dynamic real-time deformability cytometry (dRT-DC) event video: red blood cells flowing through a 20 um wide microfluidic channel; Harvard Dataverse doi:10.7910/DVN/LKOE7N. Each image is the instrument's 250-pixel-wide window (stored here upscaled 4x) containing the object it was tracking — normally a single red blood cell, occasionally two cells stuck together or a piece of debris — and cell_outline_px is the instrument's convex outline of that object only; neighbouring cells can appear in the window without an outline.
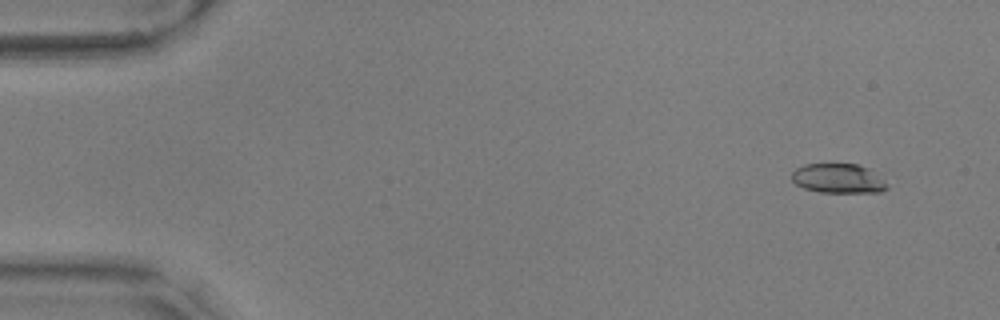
{"species": "common noctule bat (a hibernating species)", "species_latin": "Nyctalus noctula", "temperature_condition": "warm", "stored_images_in_passage": 12, "camera_frame_rate_fps": 3000, "um_per_image_px": 0.085, "animal": {"sex": "male", "body_mass_g": 17.9, "forearm_length_mm": 54.2}, "frame": {"image": 1, "passage_image": 5, "time_ms": 1.333, "image_size_px": [1000, 320], "cell_outline_px": [[888, 188], [880, 192], [820, 192], [804, 188], [796, 184], [792, 180], [792, 172], [796, 168], [804, 164], [856, 164], [868, 168], [884, 180], [888, 184]], "centroid_in_image_um": [71.25, 15.17], "position_along_channel_um": 13.8, "area_um2": 16.3}}